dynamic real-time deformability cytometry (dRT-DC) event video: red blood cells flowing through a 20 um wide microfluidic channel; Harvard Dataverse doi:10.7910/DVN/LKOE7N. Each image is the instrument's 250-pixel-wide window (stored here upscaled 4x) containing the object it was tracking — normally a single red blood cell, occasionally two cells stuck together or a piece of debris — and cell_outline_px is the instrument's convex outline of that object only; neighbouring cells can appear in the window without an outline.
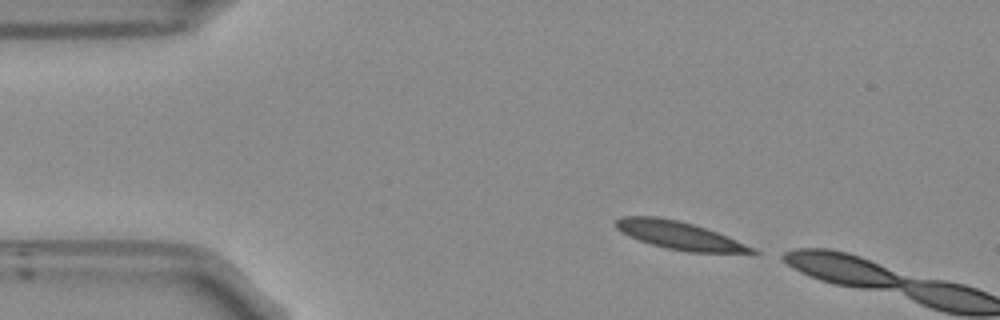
{"species": "Egyptian fruit bat (a non-hibernating species)", "species_latin": "Rousettus aegyptiacus", "temperature_condition": "room temperature", "stored_images_in_passage": 3, "camera_frame_rate_fps": 3000, "um_per_image_px": 0.085, "frame": {"image": 1, "passage_image": 1, "time_ms": 0.0, "image_size_px": [1000, 320], "cell_outline_px": [[760, 252], [756, 256], [688, 252], [668, 248], [652, 244], [628, 236], [620, 232], [616, 228], [616, 220], [620, 216], [656, 216], [680, 220], [716, 232], [756, 248]], "centroid_in_image_um": [57.9, 20.06], "position_along_channel_um": 27.1, "area_um2": 22.83}}